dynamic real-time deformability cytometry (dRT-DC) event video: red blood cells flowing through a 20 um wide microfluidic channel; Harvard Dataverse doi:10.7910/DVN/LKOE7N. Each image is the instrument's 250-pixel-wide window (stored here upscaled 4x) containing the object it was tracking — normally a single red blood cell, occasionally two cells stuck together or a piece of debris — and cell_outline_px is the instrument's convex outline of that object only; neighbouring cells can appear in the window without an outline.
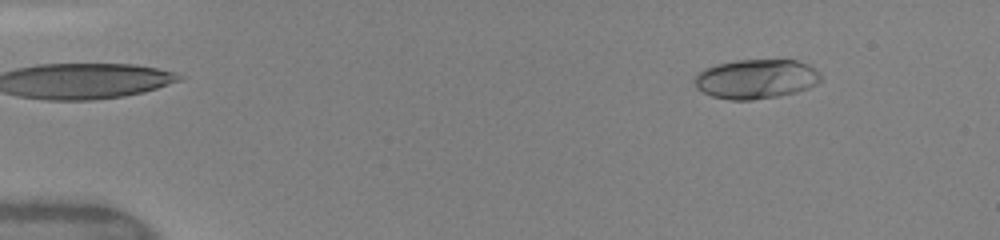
{"species": "human", "species_latin": "Homo sapiens", "temperature_condition": "warm", "stored_images_in_passage": 15, "camera_frame_rate_fps": 3000, "um_per_image_px": 0.085, "donor": {"sex": "female"}, "frame": {"image": 1, "passage_image": 3, "time_ms": 2.0, "image_size_px": [1000, 240], "cell_outline_px": [[820, 80], [816, 84], [808, 88], [796, 92], [776, 96], [752, 100], [728, 100], [712, 96], [696, 88], [692, 80], [704, 68], [716, 64], [736, 60], [796, 60], [808, 64], [820, 72]], "centroid_in_image_um": [64.24, 6.71], "position_along_channel_um": 20.8, "area_um2": 29.07}}
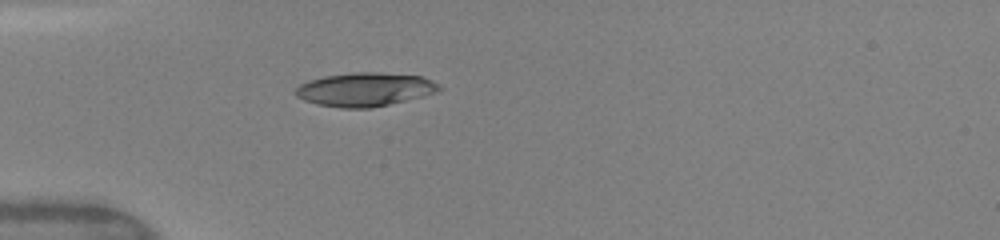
{"frame": {"image": 2, "passage_image": 7, "time_ms": 5.0, "image_size_px": [1000, 240], "cell_outline_px": [[444, 88], [440, 92], [372, 108], [340, 108], [316, 104], [304, 100], [296, 96], [296, 88], [300, 84], [308, 80], [324, 76], [352, 72], [376, 72], [420, 76], [432, 80], [440, 84]], "centroid_in_image_um": [31.05, 7.6], "position_along_channel_um": 54.0, "area_um2": 28.38}}
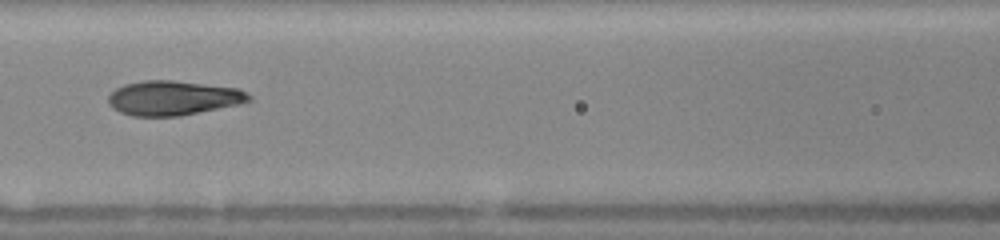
{"frame": {"image": 3, "passage_image": 13, "time_ms": 7.667, "image_size_px": [1000, 240], "cell_outline_px": [[252, 100], [240, 104], [180, 116], [132, 116], [120, 112], [112, 108], [108, 104], [108, 96], [116, 88], [124, 84], [144, 80], [172, 80], [240, 88], [252, 96]], "centroid_in_image_um": [14.73, 8.33], "position_along_channel_um": 151.9, "area_um2": 28.5}}